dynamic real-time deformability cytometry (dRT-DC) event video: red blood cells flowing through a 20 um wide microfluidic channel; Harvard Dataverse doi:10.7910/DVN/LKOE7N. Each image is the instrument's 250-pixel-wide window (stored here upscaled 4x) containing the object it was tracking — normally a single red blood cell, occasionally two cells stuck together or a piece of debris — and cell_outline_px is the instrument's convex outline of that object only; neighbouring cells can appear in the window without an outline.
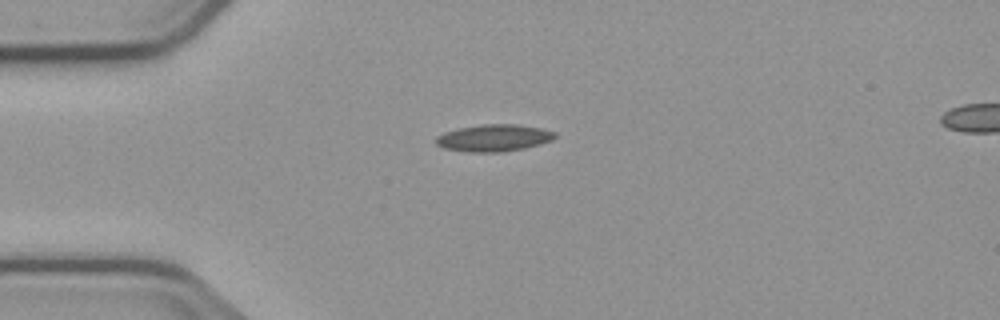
{"species": "common noctule bat (a hibernating species)", "species_latin": "Nyctalus noctula", "temperature_condition": "cold", "stored_images_in_passage": 2, "camera_frame_rate_fps": 3000, "um_per_image_px": 0.085, "animal": {"sex": "male", "body_mass_g": 23.1, "forearm_length_mm": 52.7}, "frame": {"image": 1, "passage_image": 1, "time_ms": 0.0, "image_size_px": [1000, 320], "cell_outline_px": [[556, 136], [552, 140], [540, 144], [524, 148], [500, 152], [468, 152], [444, 148], [436, 144], [436, 136], [444, 132], [460, 128], [484, 124], [516, 124], [540, 128], [556, 132]], "centroid_in_image_um": [41.97, 11.72], "position_along_channel_um": 43.0, "area_um2": 18.61}}